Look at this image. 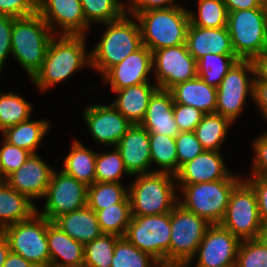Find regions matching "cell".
<instances>
[{
	"label": "cell",
	"instance_id": "obj_28",
	"mask_svg": "<svg viewBox=\"0 0 267 267\" xmlns=\"http://www.w3.org/2000/svg\"><path fill=\"white\" fill-rule=\"evenodd\" d=\"M37 212L36 205L5 181L0 182V231L5 227L29 219Z\"/></svg>",
	"mask_w": 267,
	"mask_h": 267
},
{
	"label": "cell",
	"instance_id": "obj_4",
	"mask_svg": "<svg viewBox=\"0 0 267 267\" xmlns=\"http://www.w3.org/2000/svg\"><path fill=\"white\" fill-rule=\"evenodd\" d=\"M54 36L56 35L38 13L14 18L11 55L31 79L41 68L49 42Z\"/></svg>",
	"mask_w": 267,
	"mask_h": 267
},
{
	"label": "cell",
	"instance_id": "obj_47",
	"mask_svg": "<svg viewBox=\"0 0 267 267\" xmlns=\"http://www.w3.org/2000/svg\"><path fill=\"white\" fill-rule=\"evenodd\" d=\"M255 157L252 160V176L267 178V132L252 142Z\"/></svg>",
	"mask_w": 267,
	"mask_h": 267
},
{
	"label": "cell",
	"instance_id": "obj_14",
	"mask_svg": "<svg viewBox=\"0 0 267 267\" xmlns=\"http://www.w3.org/2000/svg\"><path fill=\"white\" fill-rule=\"evenodd\" d=\"M156 85L170 90L173 86L192 80L197 75V61L188 52L186 44L161 48L152 52Z\"/></svg>",
	"mask_w": 267,
	"mask_h": 267
},
{
	"label": "cell",
	"instance_id": "obj_31",
	"mask_svg": "<svg viewBox=\"0 0 267 267\" xmlns=\"http://www.w3.org/2000/svg\"><path fill=\"white\" fill-rule=\"evenodd\" d=\"M232 124L229 118L218 113H207L194 132L204 150L220 151Z\"/></svg>",
	"mask_w": 267,
	"mask_h": 267
},
{
	"label": "cell",
	"instance_id": "obj_46",
	"mask_svg": "<svg viewBox=\"0 0 267 267\" xmlns=\"http://www.w3.org/2000/svg\"><path fill=\"white\" fill-rule=\"evenodd\" d=\"M38 0H0V15L21 18L37 13Z\"/></svg>",
	"mask_w": 267,
	"mask_h": 267
},
{
	"label": "cell",
	"instance_id": "obj_33",
	"mask_svg": "<svg viewBox=\"0 0 267 267\" xmlns=\"http://www.w3.org/2000/svg\"><path fill=\"white\" fill-rule=\"evenodd\" d=\"M32 105L17 93L0 89V133L6 128L31 119Z\"/></svg>",
	"mask_w": 267,
	"mask_h": 267
},
{
	"label": "cell",
	"instance_id": "obj_57",
	"mask_svg": "<svg viewBox=\"0 0 267 267\" xmlns=\"http://www.w3.org/2000/svg\"><path fill=\"white\" fill-rule=\"evenodd\" d=\"M258 239L267 247V224H262Z\"/></svg>",
	"mask_w": 267,
	"mask_h": 267
},
{
	"label": "cell",
	"instance_id": "obj_35",
	"mask_svg": "<svg viewBox=\"0 0 267 267\" xmlns=\"http://www.w3.org/2000/svg\"><path fill=\"white\" fill-rule=\"evenodd\" d=\"M238 60L236 55H204L197 61V75L208 85L217 88Z\"/></svg>",
	"mask_w": 267,
	"mask_h": 267
},
{
	"label": "cell",
	"instance_id": "obj_43",
	"mask_svg": "<svg viewBox=\"0 0 267 267\" xmlns=\"http://www.w3.org/2000/svg\"><path fill=\"white\" fill-rule=\"evenodd\" d=\"M1 143L0 163L3 176L6 179L10 174L19 169L32 153L23 148L11 145L5 140Z\"/></svg>",
	"mask_w": 267,
	"mask_h": 267
},
{
	"label": "cell",
	"instance_id": "obj_53",
	"mask_svg": "<svg viewBox=\"0 0 267 267\" xmlns=\"http://www.w3.org/2000/svg\"><path fill=\"white\" fill-rule=\"evenodd\" d=\"M252 61L255 68V78L253 82L267 83V52L256 56Z\"/></svg>",
	"mask_w": 267,
	"mask_h": 267
},
{
	"label": "cell",
	"instance_id": "obj_36",
	"mask_svg": "<svg viewBox=\"0 0 267 267\" xmlns=\"http://www.w3.org/2000/svg\"><path fill=\"white\" fill-rule=\"evenodd\" d=\"M95 213L103 234L125 236L132 218L131 203L113 204Z\"/></svg>",
	"mask_w": 267,
	"mask_h": 267
},
{
	"label": "cell",
	"instance_id": "obj_42",
	"mask_svg": "<svg viewBox=\"0 0 267 267\" xmlns=\"http://www.w3.org/2000/svg\"><path fill=\"white\" fill-rule=\"evenodd\" d=\"M235 267H267V247L258 238L241 240Z\"/></svg>",
	"mask_w": 267,
	"mask_h": 267
},
{
	"label": "cell",
	"instance_id": "obj_6",
	"mask_svg": "<svg viewBox=\"0 0 267 267\" xmlns=\"http://www.w3.org/2000/svg\"><path fill=\"white\" fill-rule=\"evenodd\" d=\"M243 178L231 174L226 179L196 184H179L183 195L178 203L187 210L205 219L209 224H220L234 187Z\"/></svg>",
	"mask_w": 267,
	"mask_h": 267
},
{
	"label": "cell",
	"instance_id": "obj_54",
	"mask_svg": "<svg viewBox=\"0 0 267 267\" xmlns=\"http://www.w3.org/2000/svg\"><path fill=\"white\" fill-rule=\"evenodd\" d=\"M3 267H37L34 263L26 260L17 253L9 252Z\"/></svg>",
	"mask_w": 267,
	"mask_h": 267
},
{
	"label": "cell",
	"instance_id": "obj_38",
	"mask_svg": "<svg viewBox=\"0 0 267 267\" xmlns=\"http://www.w3.org/2000/svg\"><path fill=\"white\" fill-rule=\"evenodd\" d=\"M86 22L107 23L126 13V2L121 0H80Z\"/></svg>",
	"mask_w": 267,
	"mask_h": 267
},
{
	"label": "cell",
	"instance_id": "obj_19",
	"mask_svg": "<svg viewBox=\"0 0 267 267\" xmlns=\"http://www.w3.org/2000/svg\"><path fill=\"white\" fill-rule=\"evenodd\" d=\"M53 170L54 167L34 153L5 182L34 203L35 199L44 198Z\"/></svg>",
	"mask_w": 267,
	"mask_h": 267
},
{
	"label": "cell",
	"instance_id": "obj_56",
	"mask_svg": "<svg viewBox=\"0 0 267 267\" xmlns=\"http://www.w3.org/2000/svg\"><path fill=\"white\" fill-rule=\"evenodd\" d=\"M9 252H10V246L7 241V238L0 231V267H3Z\"/></svg>",
	"mask_w": 267,
	"mask_h": 267
},
{
	"label": "cell",
	"instance_id": "obj_7",
	"mask_svg": "<svg viewBox=\"0 0 267 267\" xmlns=\"http://www.w3.org/2000/svg\"><path fill=\"white\" fill-rule=\"evenodd\" d=\"M227 29L240 60H253L267 52V8L228 12Z\"/></svg>",
	"mask_w": 267,
	"mask_h": 267
},
{
	"label": "cell",
	"instance_id": "obj_58",
	"mask_svg": "<svg viewBox=\"0 0 267 267\" xmlns=\"http://www.w3.org/2000/svg\"><path fill=\"white\" fill-rule=\"evenodd\" d=\"M6 179L3 176L2 170H1V163H0V182H4Z\"/></svg>",
	"mask_w": 267,
	"mask_h": 267
},
{
	"label": "cell",
	"instance_id": "obj_34",
	"mask_svg": "<svg viewBox=\"0 0 267 267\" xmlns=\"http://www.w3.org/2000/svg\"><path fill=\"white\" fill-rule=\"evenodd\" d=\"M150 152L152 165L160 169L156 172L177 173V151L175 137L149 133Z\"/></svg>",
	"mask_w": 267,
	"mask_h": 267
},
{
	"label": "cell",
	"instance_id": "obj_21",
	"mask_svg": "<svg viewBox=\"0 0 267 267\" xmlns=\"http://www.w3.org/2000/svg\"><path fill=\"white\" fill-rule=\"evenodd\" d=\"M231 174L220 151L204 150L193 160L183 164L175 178L176 184H196L226 179Z\"/></svg>",
	"mask_w": 267,
	"mask_h": 267
},
{
	"label": "cell",
	"instance_id": "obj_20",
	"mask_svg": "<svg viewBox=\"0 0 267 267\" xmlns=\"http://www.w3.org/2000/svg\"><path fill=\"white\" fill-rule=\"evenodd\" d=\"M123 163L132 175L152 173L149 171L151 162L150 141L148 131L140 124H132L117 143Z\"/></svg>",
	"mask_w": 267,
	"mask_h": 267
},
{
	"label": "cell",
	"instance_id": "obj_18",
	"mask_svg": "<svg viewBox=\"0 0 267 267\" xmlns=\"http://www.w3.org/2000/svg\"><path fill=\"white\" fill-rule=\"evenodd\" d=\"M153 70L152 51L145 45L131 53L122 62L109 68L103 75L111 90H121L141 83L151 82L148 78Z\"/></svg>",
	"mask_w": 267,
	"mask_h": 267
},
{
	"label": "cell",
	"instance_id": "obj_15",
	"mask_svg": "<svg viewBox=\"0 0 267 267\" xmlns=\"http://www.w3.org/2000/svg\"><path fill=\"white\" fill-rule=\"evenodd\" d=\"M241 240L220 224L210 225L193 259L195 267H235Z\"/></svg>",
	"mask_w": 267,
	"mask_h": 267
},
{
	"label": "cell",
	"instance_id": "obj_27",
	"mask_svg": "<svg viewBox=\"0 0 267 267\" xmlns=\"http://www.w3.org/2000/svg\"><path fill=\"white\" fill-rule=\"evenodd\" d=\"M54 223L68 236L83 245L103 234L95 211L88 206L59 216Z\"/></svg>",
	"mask_w": 267,
	"mask_h": 267
},
{
	"label": "cell",
	"instance_id": "obj_1",
	"mask_svg": "<svg viewBox=\"0 0 267 267\" xmlns=\"http://www.w3.org/2000/svg\"><path fill=\"white\" fill-rule=\"evenodd\" d=\"M85 37L86 35H57L50 40L43 64L31 79L37 89L46 91L69 79L81 68L91 66V55L86 51Z\"/></svg>",
	"mask_w": 267,
	"mask_h": 267
},
{
	"label": "cell",
	"instance_id": "obj_48",
	"mask_svg": "<svg viewBox=\"0 0 267 267\" xmlns=\"http://www.w3.org/2000/svg\"><path fill=\"white\" fill-rule=\"evenodd\" d=\"M14 17L0 15V74L4 63L11 55V35Z\"/></svg>",
	"mask_w": 267,
	"mask_h": 267
},
{
	"label": "cell",
	"instance_id": "obj_37",
	"mask_svg": "<svg viewBox=\"0 0 267 267\" xmlns=\"http://www.w3.org/2000/svg\"><path fill=\"white\" fill-rule=\"evenodd\" d=\"M196 12L188 10L190 24L203 28L227 27L228 11L223 0H198Z\"/></svg>",
	"mask_w": 267,
	"mask_h": 267
},
{
	"label": "cell",
	"instance_id": "obj_44",
	"mask_svg": "<svg viewBox=\"0 0 267 267\" xmlns=\"http://www.w3.org/2000/svg\"><path fill=\"white\" fill-rule=\"evenodd\" d=\"M177 151V172L179 168L201 154L204 149L197 139L195 132H180L175 137Z\"/></svg>",
	"mask_w": 267,
	"mask_h": 267
},
{
	"label": "cell",
	"instance_id": "obj_12",
	"mask_svg": "<svg viewBox=\"0 0 267 267\" xmlns=\"http://www.w3.org/2000/svg\"><path fill=\"white\" fill-rule=\"evenodd\" d=\"M88 186L62 170L52 172L43 210L37 212L49 221L87 206ZM39 210V211H38Z\"/></svg>",
	"mask_w": 267,
	"mask_h": 267
},
{
	"label": "cell",
	"instance_id": "obj_32",
	"mask_svg": "<svg viewBox=\"0 0 267 267\" xmlns=\"http://www.w3.org/2000/svg\"><path fill=\"white\" fill-rule=\"evenodd\" d=\"M130 203L128 188L118 182H94L88 186L87 206L93 211L113 204Z\"/></svg>",
	"mask_w": 267,
	"mask_h": 267
},
{
	"label": "cell",
	"instance_id": "obj_49",
	"mask_svg": "<svg viewBox=\"0 0 267 267\" xmlns=\"http://www.w3.org/2000/svg\"><path fill=\"white\" fill-rule=\"evenodd\" d=\"M174 1L175 0H128L126 2V12L131 16H135L139 12L151 9H166L182 6V4H174Z\"/></svg>",
	"mask_w": 267,
	"mask_h": 267
},
{
	"label": "cell",
	"instance_id": "obj_17",
	"mask_svg": "<svg viewBox=\"0 0 267 267\" xmlns=\"http://www.w3.org/2000/svg\"><path fill=\"white\" fill-rule=\"evenodd\" d=\"M83 116L93 140L112 147L132 125L112 104H90Z\"/></svg>",
	"mask_w": 267,
	"mask_h": 267
},
{
	"label": "cell",
	"instance_id": "obj_50",
	"mask_svg": "<svg viewBox=\"0 0 267 267\" xmlns=\"http://www.w3.org/2000/svg\"><path fill=\"white\" fill-rule=\"evenodd\" d=\"M245 180L255 190L261 223L267 224V178L251 176Z\"/></svg>",
	"mask_w": 267,
	"mask_h": 267
},
{
	"label": "cell",
	"instance_id": "obj_30",
	"mask_svg": "<svg viewBox=\"0 0 267 267\" xmlns=\"http://www.w3.org/2000/svg\"><path fill=\"white\" fill-rule=\"evenodd\" d=\"M47 120H25L6 128L1 134L3 139L11 145L23 148L32 154L37 153L39 145L49 130Z\"/></svg>",
	"mask_w": 267,
	"mask_h": 267
},
{
	"label": "cell",
	"instance_id": "obj_5",
	"mask_svg": "<svg viewBox=\"0 0 267 267\" xmlns=\"http://www.w3.org/2000/svg\"><path fill=\"white\" fill-rule=\"evenodd\" d=\"M141 30L142 45L152 52L186 44L189 26L188 9L175 6L166 9H151L135 15Z\"/></svg>",
	"mask_w": 267,
	"mask_h": 267
},
{
	"label": "cell",
	"instance_id": "obj_8",
	"mask_svg": "<svg viewBox=\"0 0 267 267\" xmlns=\"http://www.w3.org/2000/svg\"><path fill=\"white\" fill-rule=\"evenodd\" d=\"M50 221L38 212L29 219L5 227L10 251L19 254L37 267H50L47 225Z\"/></svg>",
	"mask_w": 267,
	"mask_h": 267
},
{
	"label": "cell",
	"instance_id": "obj_13",
	"mask_svg": "<svg viewBox=\"0 0 267 267\" xmlns=\"http://www.w3.org/2000/svg\"><path fill=\"white\" fill-rule=\"evenodd\" d=\"M170 224L169 259L193 260L211 224L179 203L170 212Z\"/></svg>",
	"mask_w": 267,
	"mask_h": 267
},
{
	"label": "cell",
	"instance_id": "obj_24",
	"mask_svg": "<svg viewBox=\"0 0 267 267\" xmlns=\"http://www.w3.org/2000/svg\"><path fill=\"white\" fill-rule=\"evenodd\" d=\"M47 242L50 267H83L84 245L68 236L53 221L47 225Z\"/></svg>",
	"mask_w": 267,
	"mask_h": 267
},
{
	"label": "cell",
	"instance_id": "obj_55",
	"mask_svg": "<svg viewBox=\"0 0 267 267\" xmlns=\"http://www.w3.org/2000/svg\"><path fill=\"white\" fill-rule=\"evenodd\" d=\"M193 260L187 259H168L164 258L156 261V267H189Z\"/></svg>",
	"mask_w": 267,
	"mask_h": 267
},
{
	"label": "cell",
	"instance_id": "obj_22",
	"mask_svg": "<svg viewBox=\"0 0 267 267\" xmlns=\"http://www.w3.org/2000/svg\"><path fill=\"white\" fill-rule=\"evenodd\" d=\"M186 46L196 61L210 53L235 55L227 27L203 28L189 23Z\"/></svg>",
	"mask_w": 267,
	"mask_h": 267
},
{
	"label": "cell",
	"instance_id": "obj_2",
	"mask_svg": "<svg viewBox=\"0 0 267 267\" xmlns=\"http://www.w3.org/2000/svg\"><path fill=\"white\" fill-rule=\"evenodd\" d=\"M126 12L117 20L105 24L101 40L91 50V66L102 76L109 68L122 62L142 46L139 22Z\"/></svg>",
	"mask_w": 267,
	"mask_h": 267
},
{
	"label": "cell",
	"instance_id": "obj_3",
	"mask_svg": "<svg viewBox=\"0 0 267 267\" xmlns=\"http://www.w3.org/2000/svg\"><path fill=\"white\" fill-rule=\"evenodd\" d=\"M133 176L134 182L127 186L132 216L165 214L173 210L178 203L176 193L179 190L174 174L152 172Z\"/></svg>",
	"mask_w": 267,
	"mask_h": 267
},
{
	"label": "cell",
	"instance_id": "obj_9",
	"mask_svg": "<svg viewBox=\"0 0 267 267\" xmlns=\"http://www.w3.org/2000/svg\"><path fill=\"white\" fill-rule=\"evenodd\" d=\"M220 225L240 240L257 239L261 220L255 190L243 178L232 190Z\"/></svg>",
	"mask_w": 267,
	"mask_h": 267
},
{
	"label": "cell",
	"instance_id": "obj_52",
	"mask_svg": "<svg viewBox=\"0 0 267 267\" xmlns=\"http://www.w3.org/2000/svg\"><path fill=\"white\" fill-rule=\"evenodd\" d=\"M228 12L267 8V0H223Z\"/></svg>",
	"mask_w": 267,
	"mask_h": 267
},
{
	"label": "cell",
	"instance_id": "obj_41",
	"mask_svg": "<svg viewBox=\"0 0 267 267\" xmlns=\"http://www.w3.org/2000/svg\"><path fill=\"white\" fill-rule=\"evenodd\" d=\"M109 153H97L95 163L96 182H118L124 174L132 176L125 168L120 151L113 147ZM124 173V174H123Z\"/></svg>",
	"mask_w": 267,
	"mask_h": 267
},
{
	"label": "cell",
	"instance_id": "obj_45",
	"mask_svg": "<svg viewBox=\"0 0 267 267\" xmlns=\"http://www.w3.org/2000/svg\"><path fill=\"white\" fill-rule=\"evenodd\" d=\"M205 113L183 104L174 103L173 116L180 132H193Z\"/></svg>",
	"mask_w": 267,
	"mask_h": 267
},
{
	"label": "cell",
	"instance_id": "obj_25",
	"mask_svg": "<svg viewBox=\"0 0 267 267\" xmlns=\"http://www.w3.org/2000/svg\"><path fill=\"white\" fill-rule=\"evenodd\" d=\"M159 87L154 83H141L121 90H112L117 93L112 105L132 124H140L151 96Z\"/></svg>",
	"mask_w": 267,
	"mask_h": 267
},
{
	"label": "cell",
	"instance_id": "obj_16",
	"mask_svg": "<svg viewBox=\"0 0 267 267\" xmlns=\"http://www.w3.org/2000/svg\"><path fill=\"white\" fill-rule=\"evenodd\" d=\"M37 13L57 35H86V22L80 0H38ZM57 29V30H56Z\"/></svg>",
	"mask_w": 267,
	"mask_h": 267
},
{
	"label": "cell",
	"instance_id": "obj_39",
	"mask_svg": "<svg viewBox=\"0 0 267 267\" xmlns=\"http://www.w3.org/2000/svg\"><path fill=\"white\" fill-rule=\"evenodd\" d=\"M119 236L102 234L84 245L83 267H111L114 247Z\"/></svg>",
	"mask_w": 267,
	"mask_h": 267
},
{
	"label": "cell",
	"instance_id": "obj_40",
	"mask_svg": "<svg viewBox=\"0 0 267 267\" xmlns=\"http://www.w3.org/2000/svg\"><path fill=\"white\" fill-rule=\"evenodd\" d=\"M156 259L119 237L114 247L111 267H156Z\"/></svg>",
	"mask_w": 267,
	"mask_h": 267
},
{
	"label": "cell",
	"instance_id": "obj_10",
	"mask_svg": "<svg viewBox=\"0 0 267 267\" xmlns=\"http://www.w3.org/2000/svg\"><path fill=\"white\" fill-rule=\"evenodd\" d=\"M248 74H252V77ZM254 78L253 61L238 60L217 87L215 113L227 117L235 123L244 108L247 95L253 96Z\"/></svg>",
	"mask_w": 267,
	"mask_h": 267
},
{
	"label": "cell",
	"instance_id": "obj_51",
	"mask_svg": "<svg viewBox=\"0 0 267 267\" xmlns=\"http://www.w3.org/2000/svg\"><path fill=\"white\" fill-rule=\"evenodd\" d=\"M251 98L259 107V115L267 121V83L253 82V96Z\"/></svg>",
	"mask_w": 267,
	"mask_h": 267
},
{
	"label": "cell",
	"instance_id": "obj_11",
	"mask_svg": "<svg viewBox=\"0 0 267 267\" xmlns=\"http://www.w3.org/2000/svg\"><path fill=\"white\" fill-rule=\"evenodd\" d=\"M171 235L170 212L158 215L132 216L124 237L156 260L169 259Z\"/></svg>",
	"mask_w": 267,
	"mask_h": 267
},
{
	"label": "cell",
	"instance_id": "obj_26",
	"mask_svg": "<svg viewBox=\"0 0 267 267\" xmlns=\"http://www.w3.org/2000/svg\"><path fill=\"white\" fill-rule=\"evenodd\" d=\"M174 103L195 107L203 113H215L217 88L208 85L198 76L170 89Z\"/></svg>",
	"mask_w": 267,
	"mask_h": 267
},
{
	"label": "cell",
	"instance_id": "obj_23",
	"mask_svg": "<svg viewBox=\"0 0 267 267\" xmlns=\"http://www.w3.org/2000/svg\"><path fill=\"white\" fill-rule=\"evenodd\" d=\"M174 100L170 90L158 88L151 96L140 125L148 133L176 137L180 131L173 116Z\"/></svg>",
	"mask_w": 267,
	"mask_h": 267
},
{
	"label": "cell",
	"instance_id": "obj_29",
	"mask_svg": "<svg viewBox=\"0 0 267 267\" xmlns=\"http://www.w3.org/2000/svg\"><path fill=\"white\" fill-rule=\"evenodd\" d=\"M96 155L97 152L74 139L70 153L64 157L62 171L90 186L95 182Z\"/></svg>",
	"mask_w": 267,
	"mask_h": 267
}]
</instances>
